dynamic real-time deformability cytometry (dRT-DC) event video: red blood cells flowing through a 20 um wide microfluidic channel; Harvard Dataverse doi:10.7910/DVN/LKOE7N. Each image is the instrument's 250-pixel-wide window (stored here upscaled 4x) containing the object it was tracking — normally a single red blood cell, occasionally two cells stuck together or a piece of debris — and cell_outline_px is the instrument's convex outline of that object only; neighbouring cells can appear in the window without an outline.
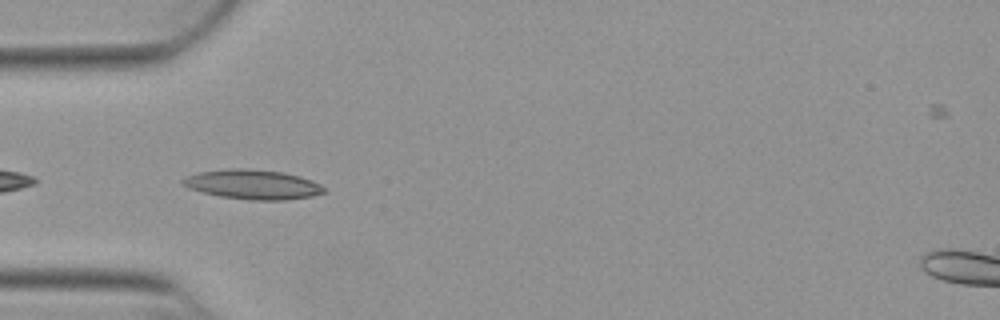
{"species": "Egyptian fruit bat (a non-hibernating species)", "species_latin": "Rousettus aegyptiacus", "temperature_condition": "warm", "stored_images_in_passage": 5, "camera_frame_rate_fps": 3000, "um_per_image_px": 0.085, "animal": {"sex": "female"}, "frame": {"image": 1, "passage_image": 2, "time_ms": 0.333, "image_size_px": [1000, 320], "cell_outline_px": [[324, 192], [312, 196], [284, 200], [252, 200], [220, 196], [188, 188], [180, 180], [188, 176], [200, 172], [232, 168], [244, 168], [284, 172], [300, 176], [312, 180], [320, 184], [324, 188]], "centroid_in_image_um": [21.51, 15.67], "position_along_channel_um": 63.5, "area_um2": 24.1}}
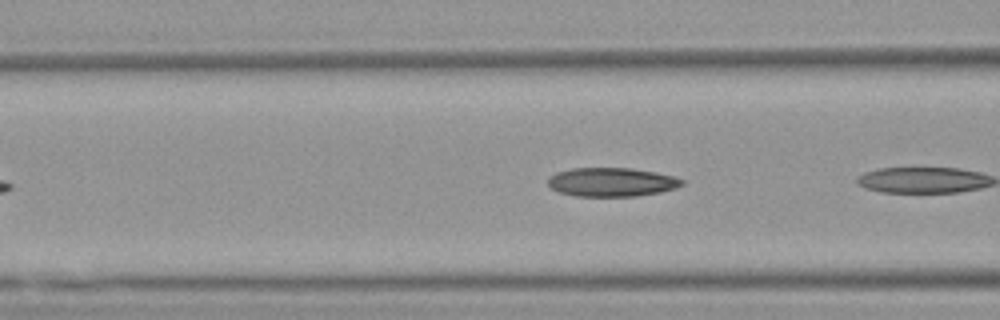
{"frame": {"image": 2, "passage_image": 4, "time_ms": 1.0, "image_size_px": [1000, 320], "cell_outline_px": [[684, 184], [676, 188], [660, 192], [636, 196], [576, 196], [560, 192], [552, 188], [548, 184], [548, 176], [556, 172], [572, 168], [632, 168], [656, 172], [672, 176], [684, 180]], "centroid_in_image_um": [51.99, 15.47], "position_along_channel_um": 114.6, "area_um2": 22.54}}